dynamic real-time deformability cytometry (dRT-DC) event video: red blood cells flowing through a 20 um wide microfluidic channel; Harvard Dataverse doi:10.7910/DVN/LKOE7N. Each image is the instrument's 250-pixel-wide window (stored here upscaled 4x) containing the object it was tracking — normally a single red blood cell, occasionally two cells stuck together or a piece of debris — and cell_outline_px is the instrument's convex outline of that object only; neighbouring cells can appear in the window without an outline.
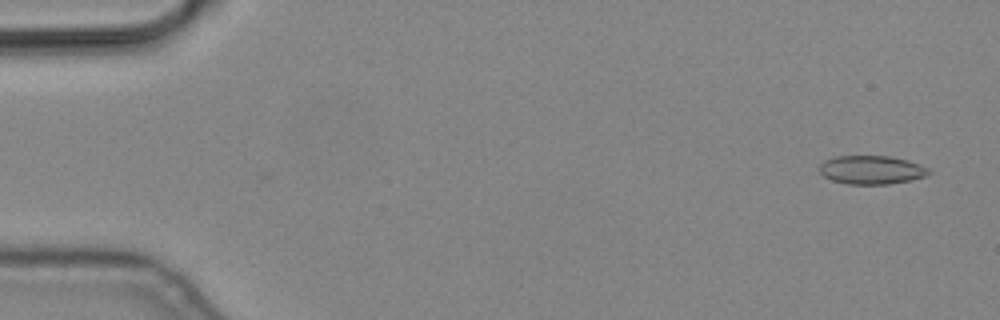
{"species": "common noctule bat (a hibernating species)", "species_latin": "Nyctalus noctula", "temperature_condition": "cold", "stored_images_in_passage": 5, "camera_frame_rate_fps": 3000, "um_per_image_px": 0.085, "animal": {"sex": "male", "body_mass_g": 19.2, "forearm_length_mm": 51.8}, "frame": {"image": 1, "passage_image": 5, "time_ms": 1.333, "image_size_px": [1000, 320], "cell_outline_px": [[932, 172], [924, 176], [912, 180], [888, 184], [848, 184], [832, 180], [824, 176], [820, 172], [820, 164], [824, 160], [836, 156], [892, 156], [908, 160], [920, 164], [928, 168]], "centroid_in_image_um": [74.09, 14.43], "position_along_channel_um": 10.9, "area_um2": 18.26}}